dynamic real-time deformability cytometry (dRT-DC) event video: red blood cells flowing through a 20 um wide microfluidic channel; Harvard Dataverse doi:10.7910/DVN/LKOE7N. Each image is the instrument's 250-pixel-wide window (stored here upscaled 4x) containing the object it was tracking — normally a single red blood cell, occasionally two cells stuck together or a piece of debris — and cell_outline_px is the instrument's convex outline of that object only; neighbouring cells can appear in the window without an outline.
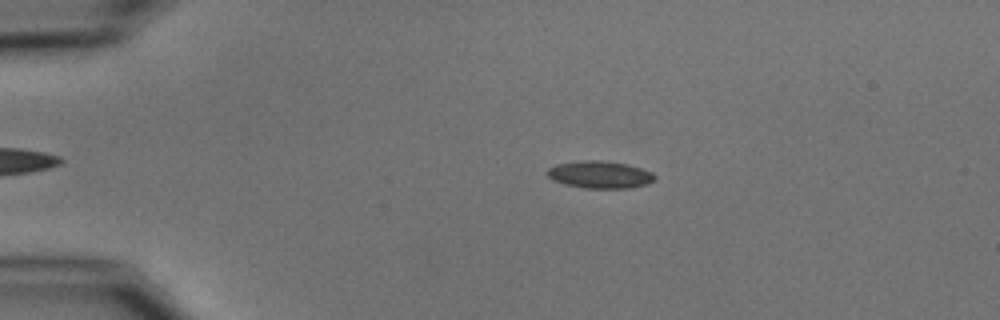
{"species": "common noctule bat (a hibernating species)", "species_latin": "Nyctalus noctula", "temperature_condition": "cold", "stored_images_in_passage": 5, "camera_frame_rate_fps": 3000, "um_per_image_px": 0.085, "animal": {"sex": "male", "body_mass_g": 15.6}, "frame": {"image": 1, "passage_image": 3, "time_ms": 2.333, "image_size_px": [1000, 320], "cell_outline_px": [[656, 180], [648, 184], [632, 188], [588, 188], [564, 184], [552, 180], [548, 176], [548, 168], [556, 164], [580, 160], [600, 160], [628, 164], [652, 172], [656, 176]], "centroid_in_image_um": [51.02, 14.84], "position_along_channel_um": 34.0, "area_um2": 17.22}}
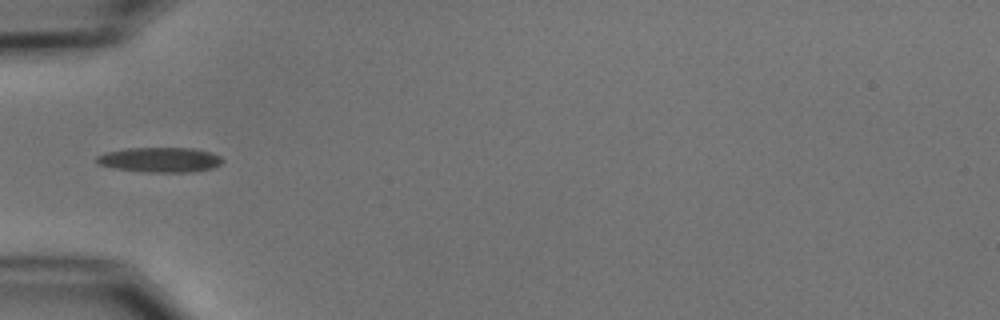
{"frame": {"image": 2, "passage_image": 5, "time_ms": 4.667, "image_size_px": [1000, 320], "cell_outline_px": [[224, 160], [220, 164], [212, 168], [196, 172], [148, 172], [112, 168], [96, 164], [96, 156], [104, 152], [124, 148], [192, 148], [212, 152], [220, 156]], "centroid_in_image_um": [13.57, 13.58], "position_along_channel_um": 71.4, "area_um2": 18.55}}